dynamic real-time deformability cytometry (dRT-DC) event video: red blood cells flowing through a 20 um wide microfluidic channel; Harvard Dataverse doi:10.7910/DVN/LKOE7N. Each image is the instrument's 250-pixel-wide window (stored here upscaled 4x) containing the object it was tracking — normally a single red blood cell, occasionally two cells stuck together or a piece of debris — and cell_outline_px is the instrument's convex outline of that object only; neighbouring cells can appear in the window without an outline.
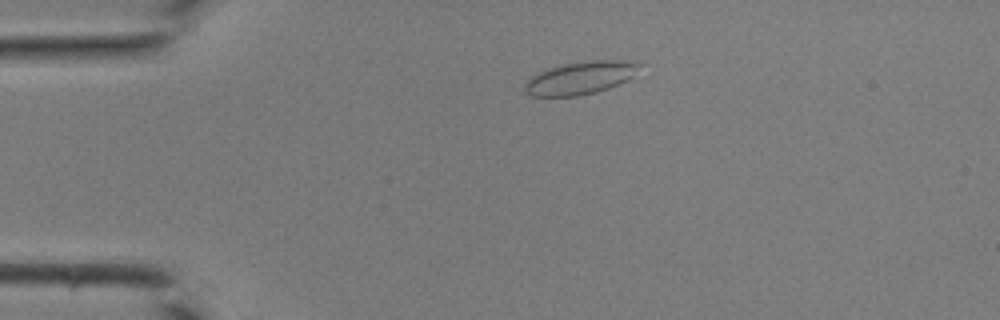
{"species": "common noctule bat (a hibernating species)", "species_latin": "Nyctalus noctula", "temperature_condition": "room temperature", "stored_images_in_passage": 7, "camera_frame_rate_fps": 3000, "um_per_image_px": 0.085, "animal": {"sex": "male", "body_mass_g": 19.0, "forearm_length_mm": 50.8}, "frame": {"image": 1, "passage_image": 1, "time_ms": 0.0, "image_size_px": [1000, 320], "cell_outline_px": [[644, 64], [628, 80], [608, 88], [596, 92], [576, 96], [532, 96], [524, 92], [524, 84], [532, 76], [548, 68], [564, 64], [588, 60], [620, 60]], "centroid_in_image_um": [49.33, 6.62], "position_along_channel_um": 35.7, "area_um2": 21.85}}